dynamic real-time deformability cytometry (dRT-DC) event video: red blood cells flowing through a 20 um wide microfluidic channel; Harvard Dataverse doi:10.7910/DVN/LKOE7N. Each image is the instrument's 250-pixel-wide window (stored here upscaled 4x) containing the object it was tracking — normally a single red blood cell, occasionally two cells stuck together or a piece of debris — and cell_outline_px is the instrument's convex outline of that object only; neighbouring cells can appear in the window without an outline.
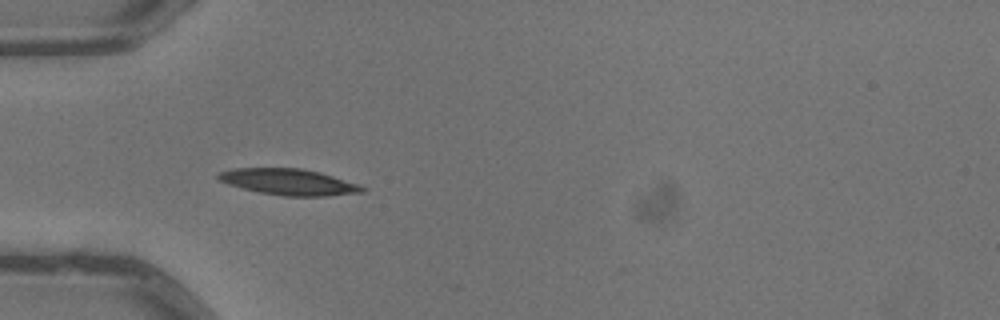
{"species": "common noctule bat (a hibernating species)", "species_latin": "Nyctalus noctula", "temperature_condition": "warm", "stored_images_in_passage": 6, "camera_frame_rate_fps": 3000, "um_per_image_px": 0.085, "animal": {"sex": "male", "body_mass_g": 13.3}, "frame": {"image": 1, "passage_image": 5, "time_ms": 1.333, "image_size_px": [1000, 320], "cell_outline_px": [[364, 192], [328, 196], [284, 196], [260, 192], [228, 184], [220, 180], [216, 176], [220, 172], [232, 168], [300, 168], [320, 172], [360, 184], [364, 188]], "centroid_in_image_um": [24.57, 15.46], "position_along_channel_um": 60.4, "area_um2": 21.85}}
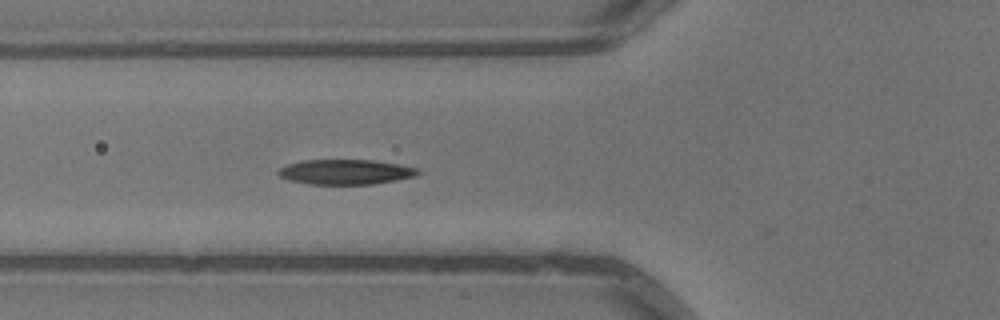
{"frame": {"image": 2, "passage_image": 6, "time_ms": 1.667, "image_size_px": [1000, 320], "cell_outline_px": [[424, 172], [416, 176], [396, 180], [372, 184], [308, 184], [288, 180], [280, 176], [276, 172], [280, 168], [288, 164], [304, 160], [372, 160], [420, 168]], "centroid_in_image_um": [29.41, 14.62], "position_along_channel_um": 96.4, "area_um2": 20.4}}